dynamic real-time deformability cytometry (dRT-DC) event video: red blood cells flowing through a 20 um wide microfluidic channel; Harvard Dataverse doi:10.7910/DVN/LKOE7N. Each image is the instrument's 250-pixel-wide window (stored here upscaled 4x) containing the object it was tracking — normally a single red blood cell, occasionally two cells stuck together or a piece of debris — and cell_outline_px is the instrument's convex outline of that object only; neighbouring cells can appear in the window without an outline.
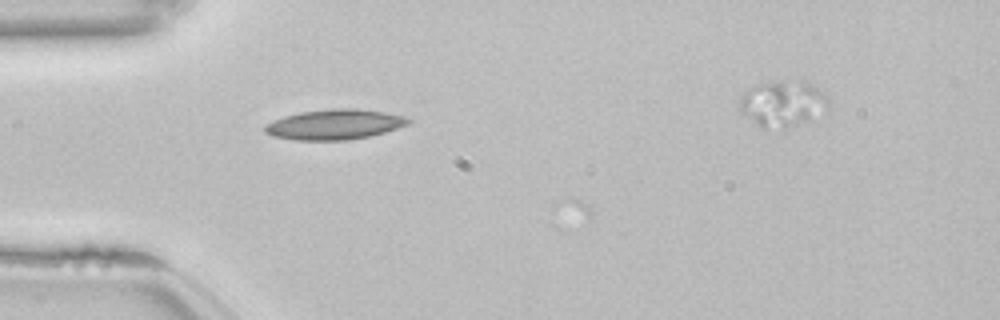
{"species": "common noctule bat (a hibernating species)", "species_latin": "Nyctalus noctula", "temperature_condition": "room temperature", "stored_images_in_passage": 5, "camera_frame_rate_fps": 3000, "um_per_image_px": 0.085, "animal": {"sex": "female", "body_mass_g": 22.7, "forearm_length_mm": 54.2}, "frame": {"image": 1, "passage_image": 4, "time_ms": 1.0, "image_size_px": [1000, 320], "cell_outline_px": [[412, 120], [408, 124], [384, 132], [368, 136], [348, 140], [296, 140], [272, 136], [264, 132], [264, 124], [284, 116], [300, 112], [332, 108], [356, 108], [384, 112], [404, 116]], "centroid_in_image_um": [28.4, 10.57], "position_along_channel_um": 56.6, "area_um2": 25.2}}